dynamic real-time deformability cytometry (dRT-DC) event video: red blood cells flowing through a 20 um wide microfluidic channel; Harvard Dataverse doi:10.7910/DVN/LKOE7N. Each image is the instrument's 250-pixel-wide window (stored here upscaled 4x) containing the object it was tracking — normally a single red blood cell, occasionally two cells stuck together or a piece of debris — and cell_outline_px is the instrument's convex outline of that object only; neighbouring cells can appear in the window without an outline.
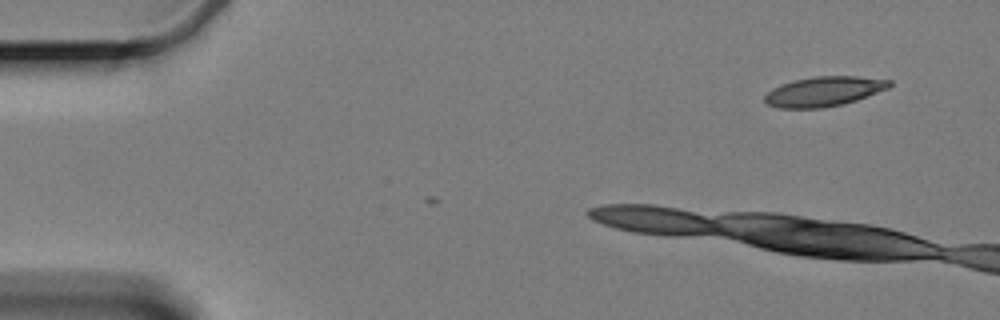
{"species": "Egyptian fruit bat (a non-hibernating species)", "species_latin": "Rousettus aegyptiacus", "temperature_condition": "cold", "stored_images_in_passage": 5, "camera_frame_rate_fps": 3000, "um_per_image_px": 0.085, "animal": {"sex": "female"}, "frame": {"image": 1, "passage_image": 1, "time_ms": 0.0, "image_size_px": [1000, 320], "cell_outline_px": [[892, 84], [888, 88], [856, 100], [844, 104], [820, 108], [780, 108], [768, 104], [764, 100], [764, 96], [772, 88], [780, 84], [792, 80], [812, 76], [856, 76], [892, 80]], "centroid_in_image_um": [70.01, 7.76], "position_along_channel_um": 15.0, "area_um2": 21.68}}